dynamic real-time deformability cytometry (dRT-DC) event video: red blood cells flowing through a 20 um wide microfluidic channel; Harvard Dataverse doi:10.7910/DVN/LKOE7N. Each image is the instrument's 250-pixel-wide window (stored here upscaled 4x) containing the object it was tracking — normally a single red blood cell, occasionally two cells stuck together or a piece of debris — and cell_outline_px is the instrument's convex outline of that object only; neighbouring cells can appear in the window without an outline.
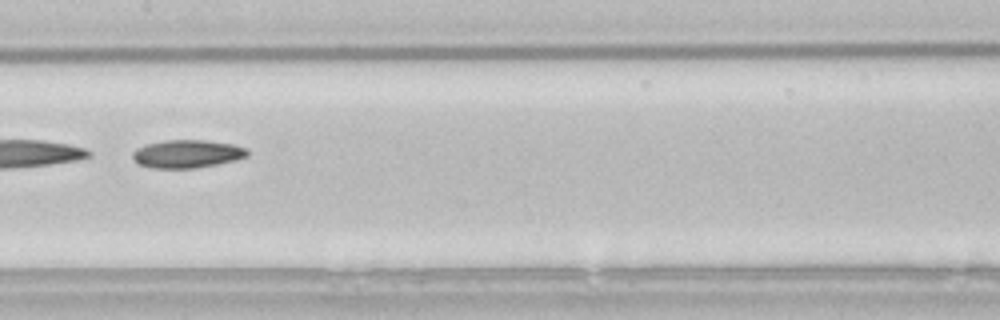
{"species": "common noctule bat (a hibernating species)", "species_latin": "Nyctalus noctula", "temperature_condition": "room temperature", "stored_images_in_passage": 42, "segment_of_instrument_passage": [2, 2], "camera_frame_rate_fps": 3000, "um_per_image_px": 0.085, "animal": {"sex": "male", "body_mass_g": 21.5, "forearm_length_mm": 52.0}, "frame": {"image": 1, "passage_image": 17, "time_ms": 5.333, "image_size_px": [1000, 320], "cell_outline_px": [[248, 156], [236, 160], [196, 168], [152, 168], [140, 164], [132, 156], [132, 152], [136, 148], [144, 144], [164, 140], [204, 140], [232, 144], [248, 148]], "centroid_in_image_um": [15.91, 13.07], "position_along_channel_um": 191.5, "area_um2": 18.79}}